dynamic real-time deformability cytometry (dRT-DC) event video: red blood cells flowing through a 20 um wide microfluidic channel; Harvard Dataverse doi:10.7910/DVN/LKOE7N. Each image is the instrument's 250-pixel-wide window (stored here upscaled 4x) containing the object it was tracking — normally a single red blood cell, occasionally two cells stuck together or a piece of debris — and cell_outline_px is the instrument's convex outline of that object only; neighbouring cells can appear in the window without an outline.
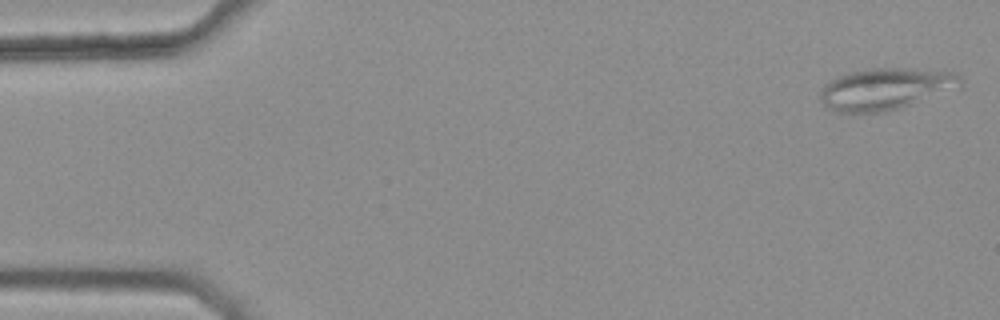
{"species": "common noctule bat (a hibernating species)", "species_latin": "Nyctalus noctula", "temperature_condition": "warm", "stored_images_in_passage": 46, "camera_frame_rate_fps": 3000, "um_per_image_px": 0.085, "animal": {"sex": "female", "body_mass_g": 25.1}, "frame": {"image": 1, "passage_image": 1, "time_ms": 0.0, "image_size_px": [1000, 320], "cell_outline_px": [[964, 84], [960, 88], [900, 108], [884, 112], [840, 112], [828, 108], [820, 100], [820, 88], [824, 84], [848, 72], [872, 68], [900, 68], [948, 72], [960, 76], [964, 80]], "centroid_in_image_um": [75.28, 7.56], "position_along_channel_um": 9.7, "area_um2": 33.99}}
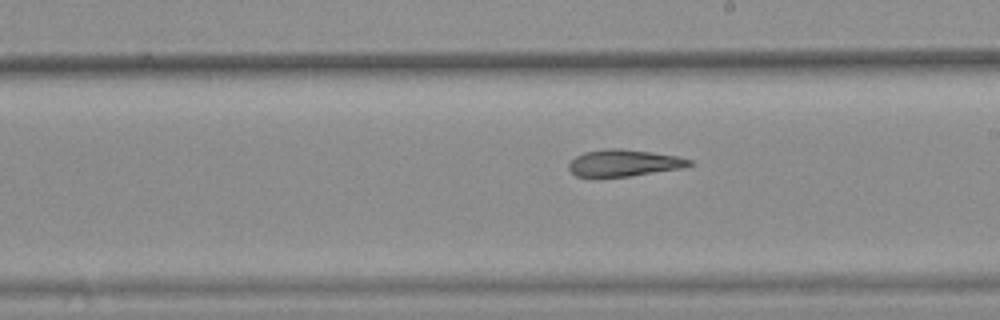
{"frame": {"image": 2, "passage_image": 29, "time_ms": 9.333, "image_size_px": [1000, 320], "cell_outline_px": [[696, 164], [680, 168], [628, 176], [600, 180], [576, 176], [568, 168], [568, 164], [576, 156], [584, 152], [608, 148], [620, 148], [652, 152], [676, 156], [692, 160]], "centroid_in_image_um": [52.97, 13.88], "position_along_channel_um": 236.0, "area_um2": 19.31}}
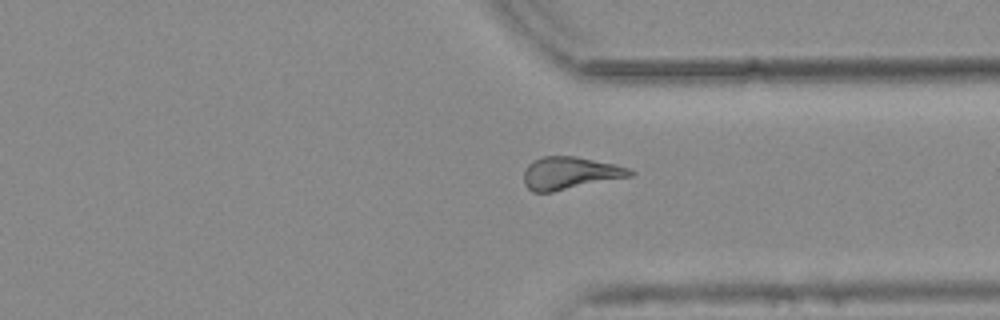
{"frame": {"image": 3, "passage_image": 39, "time_ms": 12.667, "image_size_px": [1000, 320], "cell_outline_px": [[636, 172], [632, 176], [552, 192], [532, 192], [524, 184], [524, 172], [528, 164], [532, 160], [544, 156], [576, 156], [616, 164], [628, 168]], "centroid_in_image_um": [48.45, 14.71], "position_along_channel_um": 363.0, "area_um2": 20.23}, "authors_computed_cell_mechanics": {"area_um2": 20.2011, "velocity_mm_per_s": 3.7948, "shape_relaxation_time_tau1_ms": null, "shape_relaxation_time_tau2_ms": 6.4951, "deformation_change_tau1": null, "deformation_change_tau2": 0.1751}}